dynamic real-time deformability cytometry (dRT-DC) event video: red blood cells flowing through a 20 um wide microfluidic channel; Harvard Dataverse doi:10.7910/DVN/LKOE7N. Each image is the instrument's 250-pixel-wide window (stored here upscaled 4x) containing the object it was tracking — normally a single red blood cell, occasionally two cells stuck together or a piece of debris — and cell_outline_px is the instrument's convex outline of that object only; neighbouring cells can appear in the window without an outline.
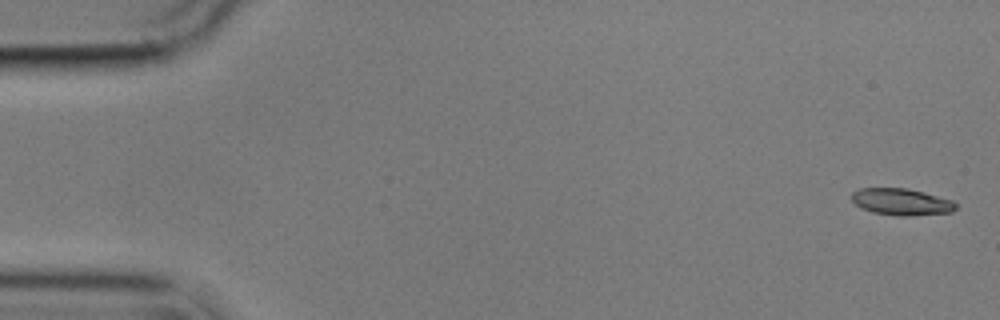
{"species": "common noctule bat (a hibernating species)", "species_latin": "Nyctalus noctula", "temperature_condition": "cold", "stored_images_in_passage": 57, "camera_frame_rate_fps": 3000, "um_per_image_px": 0.085, "animal": {"sex": "male", "body_mass_g": 17.9}, "frame": {"image": 1, "passage_image": 1, "time_ms": 0.0, "image_size_px": [1000, 320], "cell_outline_px": [[956, 208], [952, 212], [912, 216], [900, 216], [872, 212], [860, 208], [852, 200], [852, 192], [860, 188], [908, 188], [924, 192], [952, 200], [956, 204]], "centroid_in_image_um": [76.62, 17.16], "position_along_channel_um": 8.4, "area_um2": 16.3}}
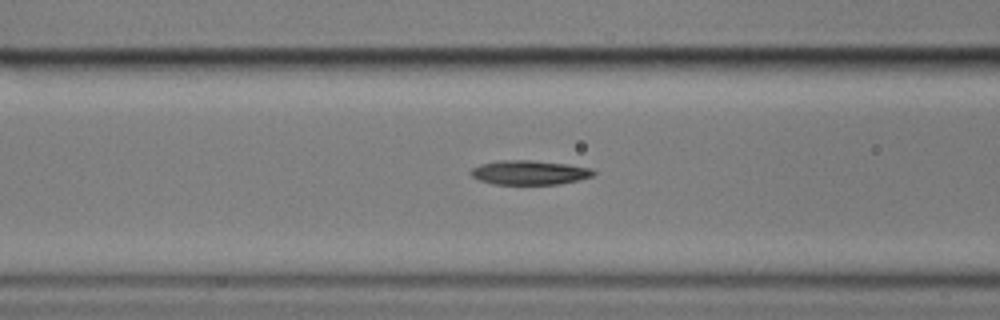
{"frame": {"image": 2, "passage_image": 22, "time_ms": 7.0, "image_size_px": [1000, 320], "cell_outline_px": [[596, 172], [592, 176], [580, 180], [560, 184], [492, 184], [480, 180], [472, 176], [468, 172], [472, 168], [480, 164], [500, 160], [532, 160], [568, 164], [592, 168]], "centroid_in_image_um": [45.01, 14.66], "position_along_channel_um": 121.6, "area_um2": 17.51}}
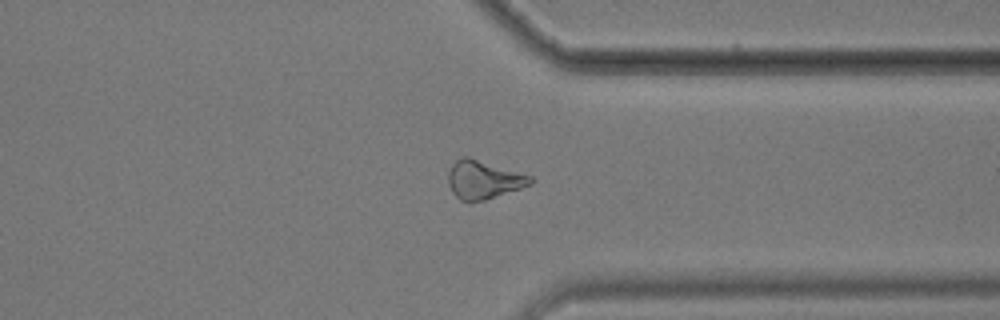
{"frame": {"image": 3, "passage_image": 43, "time_ms": 14.0, "image_size_px": [1000, 320], "cell_outline_px": [[536, 180], [532, 184], [484, 200], [460, 200], [452, 192], [448, 184], [448, 172], [452, 164], [460, 156], [468, 156], [532, 176]], "centroid_in_image_um": [41.1, 15.25], "position_along_channel_um": 370.3, "area_um2": 18.26}, "authors_computed_cell_mechanics": {"area_um2": 17.4556, "velocity_mm_per_s": 3.5724, "shape_relaxation_time_tau1_ms": 5.1303, "shape_relaxation_time_tau2_ms": 6.1772, "deformation_change_tau1": 0.1573, "deformation_change_tau2": 0.1745}}